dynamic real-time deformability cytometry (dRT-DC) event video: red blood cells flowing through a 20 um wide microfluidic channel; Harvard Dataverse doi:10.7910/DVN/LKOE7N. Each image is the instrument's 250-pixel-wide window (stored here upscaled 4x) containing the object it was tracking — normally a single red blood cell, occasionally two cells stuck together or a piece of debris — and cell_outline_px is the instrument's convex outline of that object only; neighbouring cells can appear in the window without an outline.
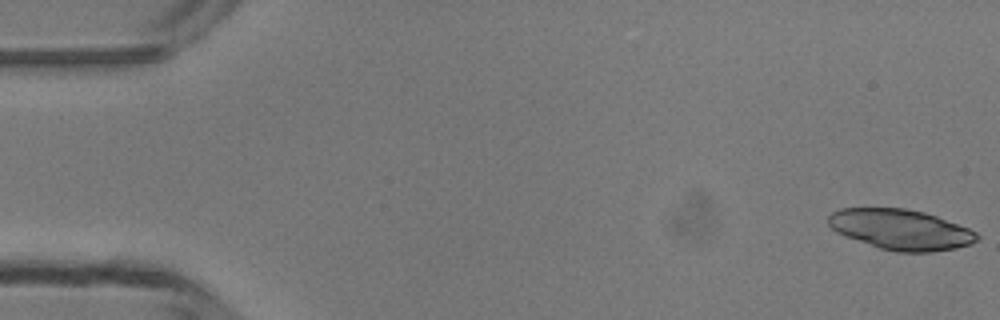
{"species": "common noctule bat (a hibernating species)", "species_latin": "Nyctalus noctula", "temperature_condition": "room temperature", "stored_images_in_passage": 48, "camera_frame_rate_fps": 3000, "um_per_image_px": 0.085, "animal": {"sex": "male", "body_mass_g": 13.3}, "frame": {"image": 1, "passage_image": 1, "time_ms": 0.0, "image_size_px": [1000, 320], "cell_outline_px": [[980, 236], [976, 240], [968, 244], [956, 248], [932, 252], [896, 252], [880, 248], [844, 236], [836, 232], [828, 224], [828, 216], [832, 212], [840, 208], [904, 208], [924, 212], [936, 216], [968, 228], [976, 232]], "centroid_in_image_um": [76.53, 19.51], "position_along_channel_um": 8.5, "area_um2": 34.85}}